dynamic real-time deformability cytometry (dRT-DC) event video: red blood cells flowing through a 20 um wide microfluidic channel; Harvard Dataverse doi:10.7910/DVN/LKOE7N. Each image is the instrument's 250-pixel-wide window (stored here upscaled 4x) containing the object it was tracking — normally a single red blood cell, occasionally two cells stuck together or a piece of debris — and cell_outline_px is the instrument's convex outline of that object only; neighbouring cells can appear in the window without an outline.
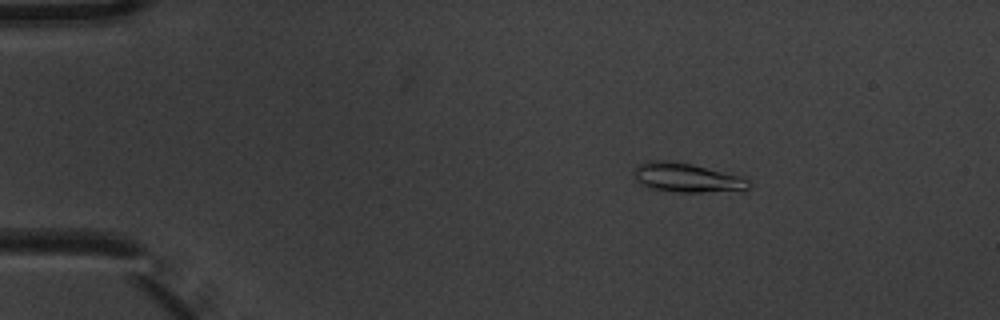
{"species": "common noctule bat (a hibernating species)", "species_latin": "Nyctalus noctula", "temperature_condition": "warm", "stored_images_in_passage": 7, "camera_frame_rate_fps": 3000, "um_per_image_px": 0.085, "animal": {"sex": "male", "body_mass_g": 20.1, "forearm_length_mm": 53.5}, "frame": {"image": 1, "passage_image": 3, "time_ms": 0.667, "image_size_px": [1000, 320], "cell_outline_px": [[752, 184], [744, 192], [676, 192], [648, 188], [640, 184], [636, 180], [632, 168], [636, 164], [648, 160], [668, 160], [692, 164], [744, 176]], "centroid_in_image_um": [58.42, 15.11], "position_along_channel_um": 26.6, "area_um2": 20.35}}
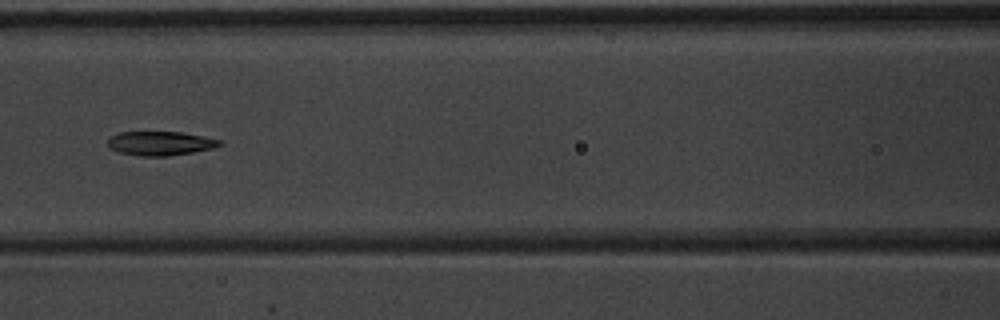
{"frame": {"image": 2, "passage_image": 7, "time_ms": 2.0, "image_size_px": [1000, 320], "cell_outline_px": [[224, 144], [212, 148], [192, 152], [168, 156], [140, 156], [120, 152], [108, 148], [108, 140], [112, 136], [120, 132], [180, 132], [220, 140]], "centroid_in_image_um": [13.6, 12.19], "position_along_channel_um": 153.0, "area_um2": 15.49}}